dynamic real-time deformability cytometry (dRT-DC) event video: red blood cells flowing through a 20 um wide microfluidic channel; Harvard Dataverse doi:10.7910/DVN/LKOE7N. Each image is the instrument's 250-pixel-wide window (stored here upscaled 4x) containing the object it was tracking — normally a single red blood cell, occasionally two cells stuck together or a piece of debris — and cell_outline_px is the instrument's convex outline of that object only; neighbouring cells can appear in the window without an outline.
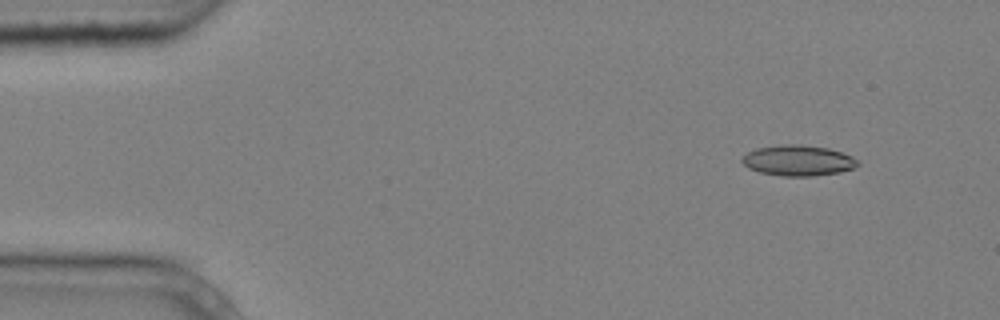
{"species": "common noctule bat (a hibernating species)", "species_latin": "Nyctalus noctula", "temperature_condition": "cold", "stored_images_in_passage": 4, "camera_frame_rate_fps": 3000, "um_per_image_px": 0.085, "animal": {"sex": "male", "body_mass_g": 20.4}, "frame": {"image": 1, "passage_image": 1, "time_ms": 0.0, "image_size_px": [1000, 320], "cell_outline_px": [[860, 164], [852, 168], [840, 172], [812, 176], [784, 176], [760, 172], [748, 168], [740, 160], [748, 152], [756, 148], [784, 144], [800, 144], [828, 148], [852, 156]], "centroid_in_image_um": [67.82, 13.64], "position_along_channel_um": 17.2, "area_um2": 20.52}}
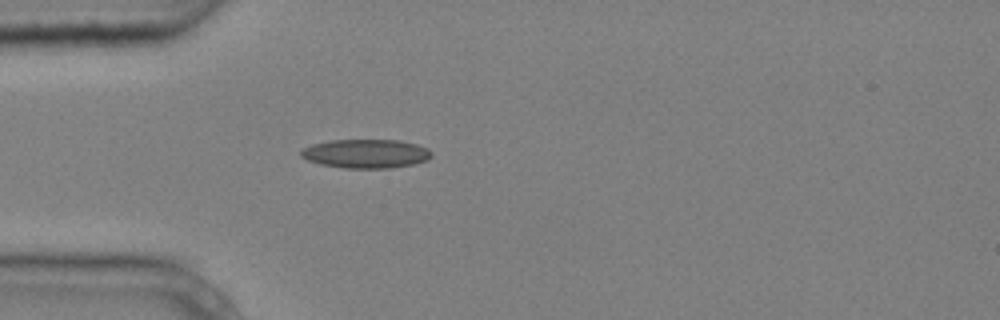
{"frame": {"image": 2, "passage_image": 4, "time_ms": 1.0, "image_size_px": [1000, 320], "cell_outline_px": [[432, 156], [428, 160], [412, 164], [388, 168], [344, 168], [320, 164], [308, 160], [300, 156], [300, 152], [304, 148], [312, 144], [332, 140], [400, 140], [416, 144], [428, 148], [432, 152]], "centroid_in_image_um": [31.11, 13.06], "position_along_channel_um": 53.9, "area_um2": 21.96}}